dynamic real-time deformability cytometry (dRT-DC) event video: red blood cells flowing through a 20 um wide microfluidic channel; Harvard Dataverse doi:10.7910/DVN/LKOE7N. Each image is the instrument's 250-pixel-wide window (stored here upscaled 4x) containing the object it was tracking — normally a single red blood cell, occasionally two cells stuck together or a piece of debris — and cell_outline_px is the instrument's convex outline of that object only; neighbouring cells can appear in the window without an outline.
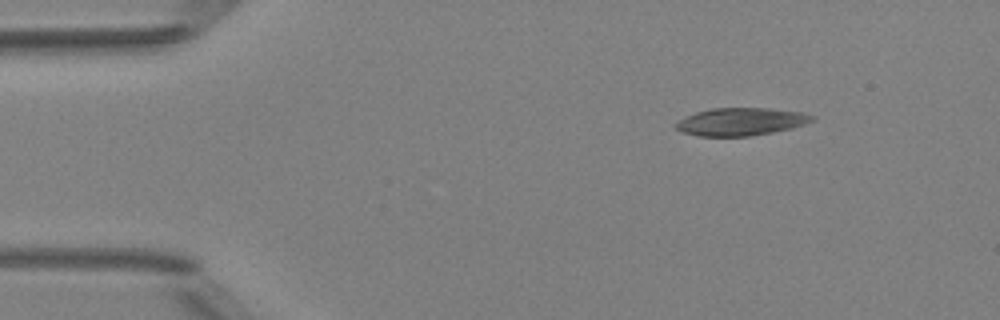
{"species": "Egyptian fruit bat (a non-hibernating species)", "species_latin": "Rousettus aegyptiacus", "temperature_condition": "room temperature", "stored_images_in_passage": 2, "camera_frame_rate_fps": 3000, "um_per_image_px": 0.085, "animal": {"sex": "female"}, "frame": {"image": 1, "passage_image": 2, "time_ms": 1.333, "image_size_px": [1000, 320], "cell_outline_px": [[816, 120], [792, 128], [772, 132], [748, 136], [700, 136], [684, 132], [676, 128], [672, 124], [696, 112], [712, 108], [768, 108], [804, 112], [816, 116]], "centroid_in_image_um": [63.03, 10.33], "position_along_channel_um": 22.0, "area_um2": 21.96}}